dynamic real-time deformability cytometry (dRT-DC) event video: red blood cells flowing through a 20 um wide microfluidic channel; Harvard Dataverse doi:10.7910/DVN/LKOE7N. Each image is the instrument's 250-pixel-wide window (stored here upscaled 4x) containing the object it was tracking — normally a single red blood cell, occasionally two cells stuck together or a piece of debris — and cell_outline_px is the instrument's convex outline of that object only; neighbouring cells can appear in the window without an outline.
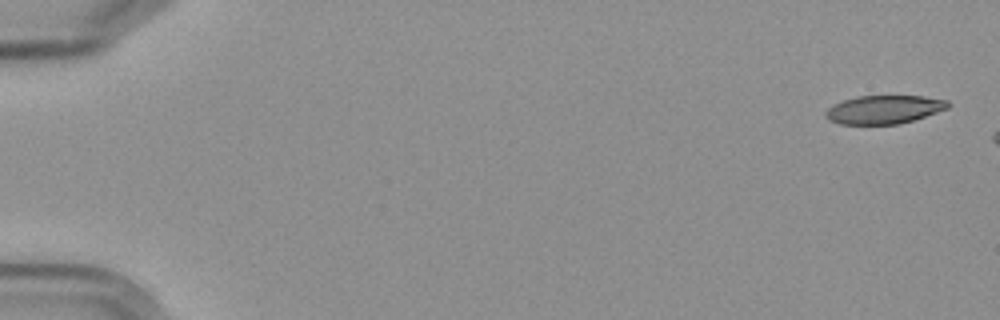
{"species": "Egyptian fruit bat (a non-hibernating species)", "species_latin": "Rousettus aegyptiacus", "temperature_condition": "cold", "stored_images_in_passage": 3, "camera_frame_rate_fps": 3000, "um_per_image_px": 0.085, "frame": {"image": 1, "passage_image": 1, "time_ms": 0.0, "image_size_px": [1000, 320], "cell_outline_px": [[952, 104], [948, 108], [900, 124], [840, 124], [828, 120], [824, 116], [824, 112], [832, 104], [856, 96], [924, 96], [948, 100]], "centroid_in_image_um": [75.11, 9.3], "position_along_channel_um": 9.9, "area_um2": 20.35}}